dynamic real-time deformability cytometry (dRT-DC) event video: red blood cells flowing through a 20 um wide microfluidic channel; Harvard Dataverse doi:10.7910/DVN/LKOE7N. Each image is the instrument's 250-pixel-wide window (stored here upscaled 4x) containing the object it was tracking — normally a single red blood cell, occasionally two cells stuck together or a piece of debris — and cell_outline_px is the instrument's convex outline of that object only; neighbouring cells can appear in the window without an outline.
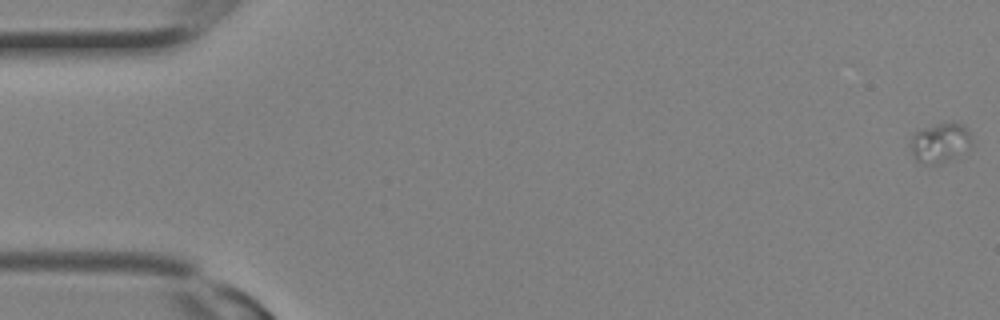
{"species": "Egyptian fruit bat (a non-hibernating species)", "species_latin": "Rousettus aegyptiacus", "temperature_condition": "room temperature", "stored_images_in_passage": 30, "camera_frame_rate_fps": 3000, "um_per_image_px": 0.085, "animal": {"sex": "female"}, "frame": {"image": 1, "passage_image": 1, "time_ms": 0.0, "image_size_px": [1000, 320], "cell_outline_px": [[972, 148], [940, 164], [924, 164], [916, 160], [912, 156], [908, 144], [912, 136], [916, 132], [924, 128], [936, 124], [952, 120], [964, 124], [968, 128], [972, 136]], "centroid_in_image_um": [79.94, 12.11], "position_along_channel_um": 5.1, "area_um2": 14.8}}